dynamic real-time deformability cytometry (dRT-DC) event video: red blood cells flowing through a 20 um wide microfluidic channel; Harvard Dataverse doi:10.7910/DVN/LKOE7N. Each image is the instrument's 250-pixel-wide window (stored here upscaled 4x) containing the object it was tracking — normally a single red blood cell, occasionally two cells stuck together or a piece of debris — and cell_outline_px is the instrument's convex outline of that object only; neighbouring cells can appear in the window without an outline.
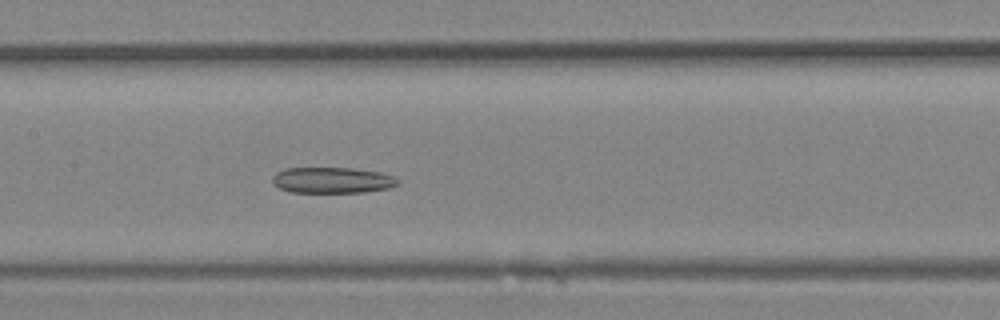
{"species": "Egyptian fruit bat (a non-hibernating species)", "species_latin": "Rousettus aegyptiacus", "temperature_condition": "room temperature", "stored_images_in_passage": 13, "segment_of_instrument_passage": [2, 2], "camera_frame_rate_fps": 3000, "um_per_image_px": 0.085, "animal": {"sex": "female"}, "frame": {"image": 1, "passage_image": 13, "time_ms": 4.0, "image_size_px": [1000, 320], "cell_outline_px": [[400, 184], [388, 188], [364, 192], [292, 192], [280, 188], [272, 184], [272, 176], [276, 172], [284, 168], [352, 168], [380, 172], [396, 176], [400, 180]], "centroid_in_image_um": [28.26, 15.31], "position_along_channel_um": 179.1, "area_um2": 19.13}}